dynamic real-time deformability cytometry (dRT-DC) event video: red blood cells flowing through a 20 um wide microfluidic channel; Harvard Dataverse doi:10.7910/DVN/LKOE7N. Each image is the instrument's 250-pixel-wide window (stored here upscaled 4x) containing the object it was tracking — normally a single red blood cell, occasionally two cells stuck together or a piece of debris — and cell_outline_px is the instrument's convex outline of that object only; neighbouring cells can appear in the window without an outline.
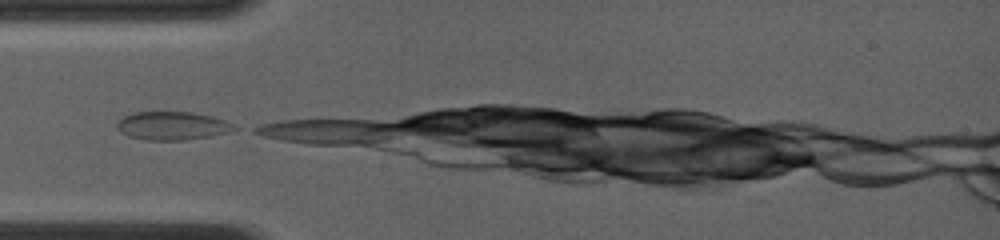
{"species": "common noctule bat (a hibernating species)", "species_latin": "Nyctalus noctula", "temperature_condition": "room temperature", "stored_images_in_passage": 3, "camera_frame_rate_fps": 4000, "um_per_image_px": 0.085, "animal": {"sex": "female", "body_mass_g": 19.0, "forearm_length_mm": 56.7}, "frame": {"image": 1, "passage_image": 1, "time_ms": 0.0, "image_size_px": [1000, 240], "cell_outline_px": [[244, 128], [212, 136], [184, 140], [148, 140], [128, 136], [120, 132], [116, 128], [116, 124], [124, 116], [132, 112], [192, 112], [212, 116], [236, 124]], "centroid_in_image_um": [14.7, 10.69], "position_along_channel_um": 70.3, "area_um2": 19.65}}